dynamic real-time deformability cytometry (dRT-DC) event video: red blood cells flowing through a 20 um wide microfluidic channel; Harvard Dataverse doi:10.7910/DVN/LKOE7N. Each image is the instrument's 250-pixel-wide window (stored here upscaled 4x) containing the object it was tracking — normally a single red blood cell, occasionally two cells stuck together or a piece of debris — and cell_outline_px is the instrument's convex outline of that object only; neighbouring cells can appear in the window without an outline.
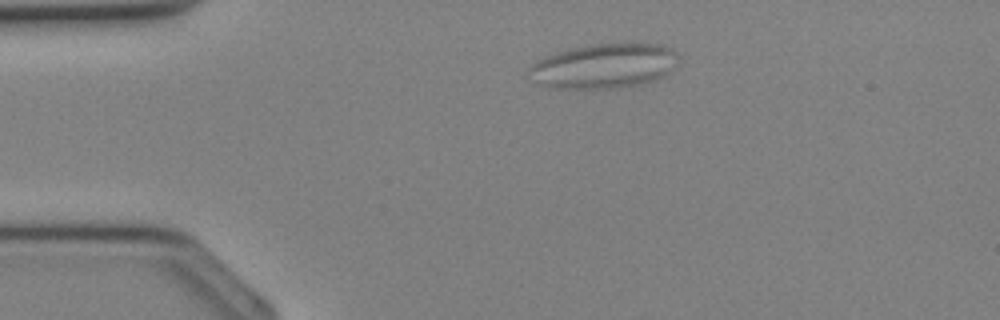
{"species": "Egyptian fruit bat (a non-hibernating species)", "species_latin": "Rousettus aegyptiacus", "temperature_condition": "cold", "stored_images_in_passage": 30, "camera_frame_rate_fps": 3000, "um_per_image_px": 0.085, "animal": {"sex": "female"}, "frame": {"image": 1, "passage_image": 1, "time_ms": 0.0, "image_size_px": [1000, 320], "cell_outline_px": [[680, 60], [664, 76], [656, 80], [640, 84], [612, 88], [552, 88], [540, 84], [536, 80], [532, 68], [532, 64], [556, 52], [572, 48], [596, 44], [660, 44], [676, 52]], "centroid_in_image_um": [51.43, 5.61], "position_along_channel_um": 33.6, "area_um2": 38.03}}
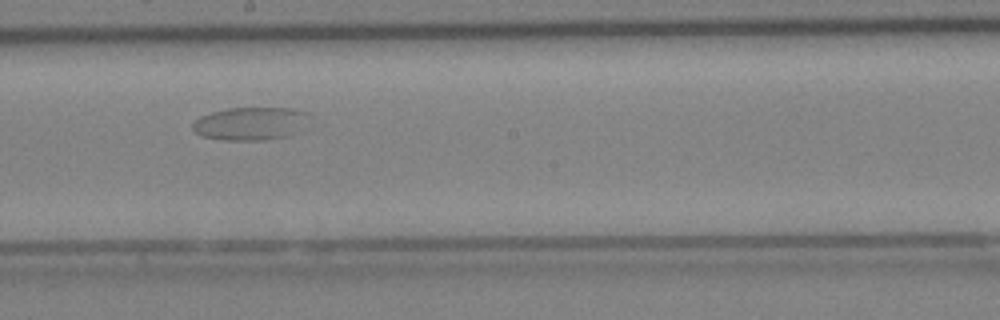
{"frame": {"image": 2, "passage_image": 14, "time_ms": 4.333, "image_size_px": [1000, 320], "cell_outline_px": [[312, 116], [284, 136], [260, 140], [224, 140], [200, 136], [192, 128], [192, 120], [200, 116], [212, 112], [228, 108], [292, 108], [308, 112]], "centroid_in_image_um": [21.17, 10.48], "position_along_channel_um": 227.0, "area_um2": 22.02}}
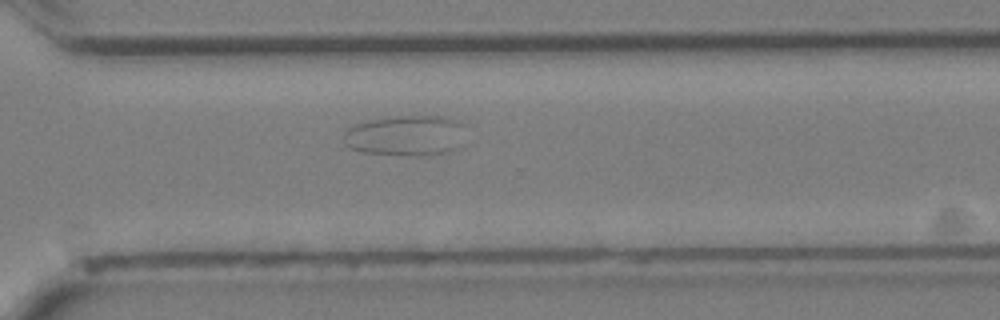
{"frame": {"image": 3, "passage_image": 20, "time_ms": 6.333, "image_size_px": [1000, 320], "cell_outline_px": [[464, 124], [460, 148], [448, 152], [364, 152], [352, 148], [348, 144], [344, 136], [344, 132], [352, 124], [368, 120], [392, 116], [444, 116], [456, 120]], "centroid_in_image_um": [34.51, 11.44], "position_along_channel_um": 336.1, "area_um2": 27.63}}